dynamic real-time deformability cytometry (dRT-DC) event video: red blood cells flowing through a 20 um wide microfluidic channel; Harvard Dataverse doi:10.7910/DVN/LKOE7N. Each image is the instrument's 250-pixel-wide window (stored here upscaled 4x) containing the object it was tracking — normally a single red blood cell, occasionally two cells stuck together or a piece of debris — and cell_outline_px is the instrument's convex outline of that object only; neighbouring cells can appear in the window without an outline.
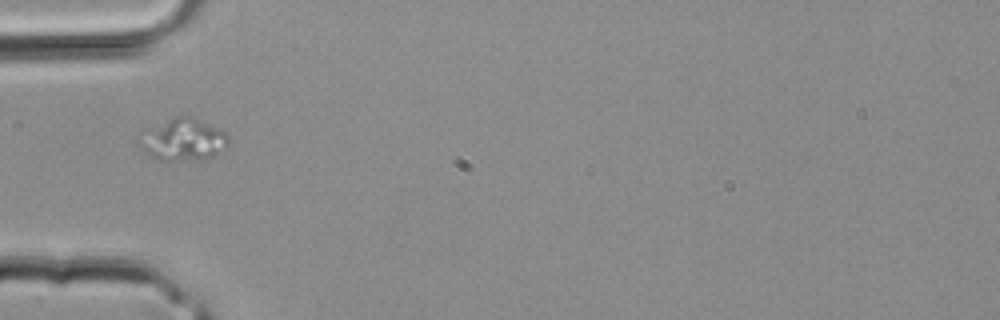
{"species": "common noctule bat (a hibernating species)", "species_latin": "Nyctalus noctula", "temperature_condition": "room temperature", "stored_images_in_passage": 4, "camera_frame_rate_fps": 3000, "um_per_image_px": 0.085, "animal": {"sex": "male", "body_mass_g": 20.4}, "frame": {"image": 1, "passage_image": 4, "time_ms": 1.0, "image_size_px": [1000, 320], "cell_outline_px": [[228, 144], [212, 156], [204, 160], [160, 160], [148, 156], [140, 148], [140, 132], [172, 116], [192, 116], [224, 132], [228, 136]], "centroid_in_image_um": [15.5, 11.87], "position_along_channel_um": 69.5, "area_um2": 21.85}}